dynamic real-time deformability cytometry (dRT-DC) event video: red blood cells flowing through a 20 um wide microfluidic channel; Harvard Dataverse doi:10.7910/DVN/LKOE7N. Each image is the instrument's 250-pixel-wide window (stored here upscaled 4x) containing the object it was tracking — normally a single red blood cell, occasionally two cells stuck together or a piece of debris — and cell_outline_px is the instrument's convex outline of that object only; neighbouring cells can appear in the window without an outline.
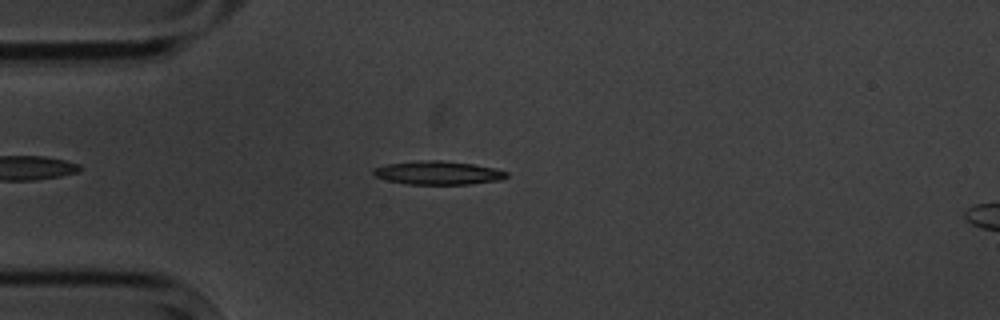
{"species": "common noctule bat (a hibernating species)", "species_latin": "Nyctalus noctula", "temperature_condition": "cold", "stored_images_in_passage": 3, "camera_frame_rate_fps": 3000, "um_per_image_px": 0.085, "animal": {"sex": "male", "body_mass_g": 20.1, "forearm_length_mm": 53.5}, "frame": {"image": 1, "passage_image": 2, "time_ms": 1.0, "image_size_px": [1000, 320], "cell_outline_px": [[508, 176], [500, 180], [468, 184], [408, 184], [388, 180], [376, 176], [372, 172], [372, 168], [388, 164], [420, 160], [440, 160], [472, 164], [496, 168], [508, 172]], "centroid_in_image_um": [37.25, 14.68], "position_along_channel_um": 47.8, "area_um2": 18.15}}